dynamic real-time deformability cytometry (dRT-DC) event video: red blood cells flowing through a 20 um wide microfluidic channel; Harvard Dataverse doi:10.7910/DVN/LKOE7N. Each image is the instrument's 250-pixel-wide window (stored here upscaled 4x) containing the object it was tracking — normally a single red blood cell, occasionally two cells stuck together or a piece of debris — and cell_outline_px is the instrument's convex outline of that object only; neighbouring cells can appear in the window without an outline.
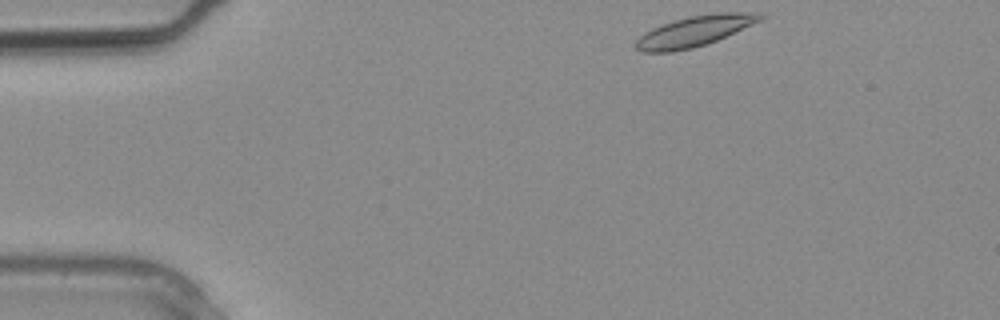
{"species": "common noctule bat (a hibernating species)", "species_latin": "Nyctalus noctula", "temperature_condition": "warm", "stored_images_in_passage": 3, "camera_frame_rate_fps": 3000, "um_per_image_px": 0.085, "animal": {"sex": "male", "body_mass_g": 20.4}, "frame": {"image": 1, "passage_image": 1, "time_ms": 0.0, "image_size_px": [1000, 320], "cell_outline_px": [[768, 16], [760, 20], [716, 40], [692, 48], [672, 52], [640, 52], [636, 48], [636, 40], [644, 32], [652, 28], [688, 16], [720, 12], [760, 12]], "centroid_in_image_um": [59.03, 2.64], "position_along_channel_um": 26.0, "area_um2": 21.85}}